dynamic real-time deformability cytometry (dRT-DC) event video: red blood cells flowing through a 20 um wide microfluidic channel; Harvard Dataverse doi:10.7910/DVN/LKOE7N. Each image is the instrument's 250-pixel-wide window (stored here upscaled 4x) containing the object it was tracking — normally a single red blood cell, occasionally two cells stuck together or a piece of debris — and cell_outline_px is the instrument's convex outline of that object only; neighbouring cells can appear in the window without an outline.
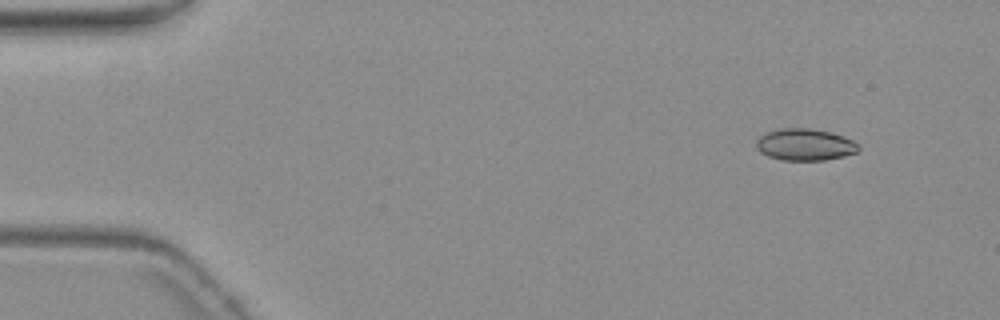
{"species": "common noctule bat (a hibernating species)", "species_latin": "Nyctalus noctula", "temperature_condition": "warm", "stored_images_in_passage": 5, "camera_frame_rate_fps": 3000, "um_per_image_px": 0.085, "animal": {"sex": "female", "body_mass_g": 19.3, "forearm_length_mm": 54.1}, "frame": {"image": 1, "passage_image": 1, "time_ms": 0.0, "image_size_px": [1000, 320], "cell_outline_px": [[860, 148], [856, 152], [844, 156], [824, 160], [784, 160], [768, 156], [760, 152], [756, 148], [756, 140], [760, 136], [768, 132], [780, 128], [812, 128], [832, 132], [844, 136], [852, 140]], "centroid_in_image_um": [68.41, 12.28], "position_along_channel_um": 16.6, "area_um2": 18.96}}
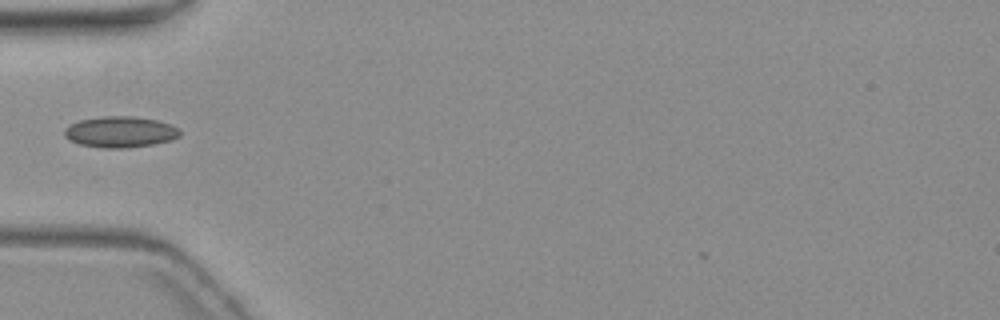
{"frame": {"image": 2, "passage_image": 5, "time_ms": 4.667, "image_size_px": [1000, 320], "cell_outline_px": [[180, 136], [172, 140], [152, 144], [128, 148], [100, 148], [80, 144], [68, 140], [64, 136], [64, 128], [80, 120], [100, 116], [132, 116], [156, 120], [180, 128]], "centroid_in_image_um": [10.2, 11.22], "position_along_channel_um": 74.8, "area_um2": 20.98}}